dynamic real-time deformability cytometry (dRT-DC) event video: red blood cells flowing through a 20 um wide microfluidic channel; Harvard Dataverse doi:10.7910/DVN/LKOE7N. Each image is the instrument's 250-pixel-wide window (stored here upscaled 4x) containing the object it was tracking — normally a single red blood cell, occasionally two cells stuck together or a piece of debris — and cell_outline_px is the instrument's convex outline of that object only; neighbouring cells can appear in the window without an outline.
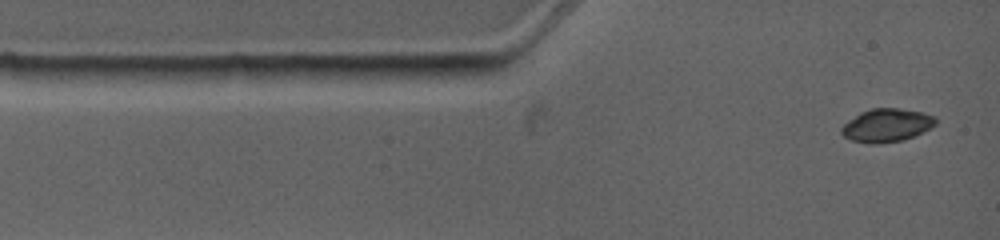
{"species": "common noctule bat (a hibernating species)", "species_latin": "Nyctalus noctula", "temperature_condition": "warm", "stored_images_in_passage": 7, "camera_frame_rate_fps": 4500, "um_per_image_px": 0.085, "animal": {"sex": "female", "body_mass_g": 19.0, "forearm_length_mm": 53.3}, "frame": {"image": 1, "passage_image": 1, "time_ms": 0.0, "image_size_px": [1000, 240], "cell_outline_px": [[936, 124], [912, 136], [900, 140], [876, 144], [852, 140], [844, 136], [840, 132], [840, 128], [848, 120], [860, 112], [872, 108], [896, 108], [920, 112], [936, 116]], "centroid_in_image_um": [75.32, 10.63], "position_along_channel_um": 9.7, "area_um2": 17.86}}
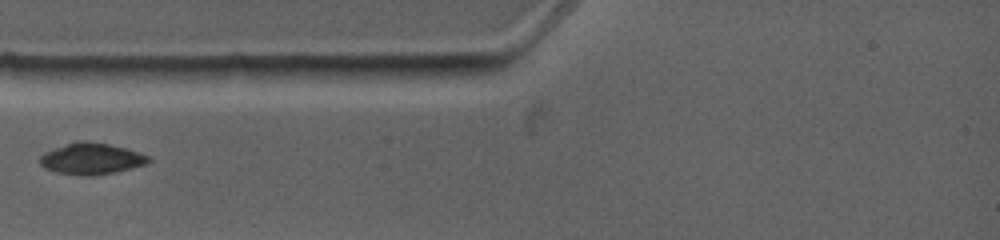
{"frame": {"image": 2, "passage_image": 4, "time_ms": 2.667, "image_size_px": [1000, 240], "cell_outline_px": [[152, 160], [148, 164], [116, 172], [92, 176], [76, 176], [56, 172], [44, 168], [40, 164], [40, 156], [44, 152], [80, 140], [84, 140], [108, 144], [140, 152], [148, 156]], "centroid_in_image_um": [7.78, 13.51], "position_along_channel_um": 77.2, "area_um2": 19.94}}
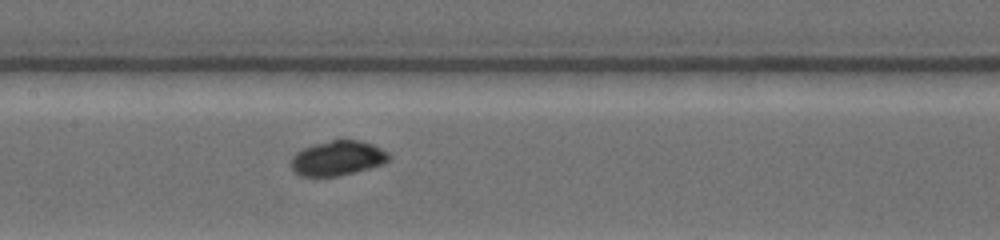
{"frame": {"image": 3, "passage_image": 7, "time_ms": 5.333, "image_size_px": [1000, 240], "cell_outline_px": [[392, 160], [384, 164], [336, 176], [300, 176], [292, 172], [292, 156], [296, 152], [312, 144], [340, 136], [360, 140], [372, 144], [388, 152], [392, 156]], "centroid_in_image_um": [28.72, 13.39], "position_along_channel_um": 178.7, "area_um2": 20.46}}